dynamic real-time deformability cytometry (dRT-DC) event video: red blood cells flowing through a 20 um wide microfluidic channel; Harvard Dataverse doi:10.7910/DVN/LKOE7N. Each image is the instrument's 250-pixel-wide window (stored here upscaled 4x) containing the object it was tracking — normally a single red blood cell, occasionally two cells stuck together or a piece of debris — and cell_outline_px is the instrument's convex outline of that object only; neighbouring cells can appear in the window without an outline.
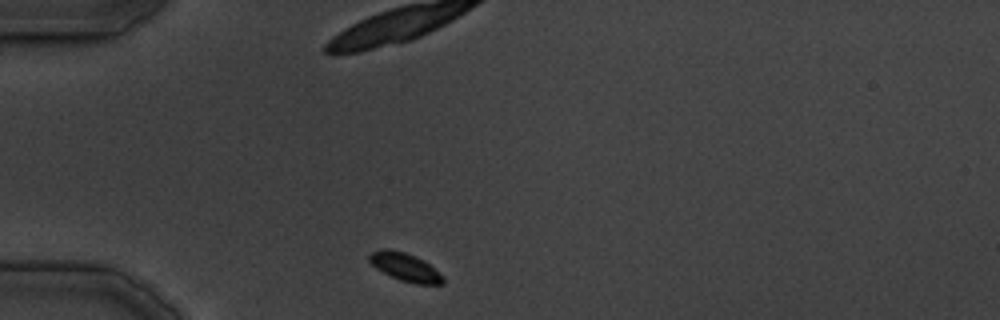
{"species": "common noctule bat (a hibernating species)", "species_latin": "Nyctalus noctula", "temperature_condition": "cold", "stored_images_in_passage": 10, "camera_frame_rate_fps": 3000, "um_per_image_px": 0.085, "animal": {"sex": "male", "body_mass_g": 19.5, "forearm_length_mm": 54.6}, "frame": {"image": 1, "passage_image": 1, "time_ms": 0.0, "image_size_px": [1000, 320], "cell_outline_px": [[444, 284], [416, 284], [400, 280], [376, 268], [368, 260], [368, 256], [372, 252], [380, 248], [388, 248], [404, 252], [416, 256], [424, 260], [444, 276]], "centroid_in_image_um": [34.45, 22.69], "position_along_channel_um": 50.6, "area_um2": 12.14}}